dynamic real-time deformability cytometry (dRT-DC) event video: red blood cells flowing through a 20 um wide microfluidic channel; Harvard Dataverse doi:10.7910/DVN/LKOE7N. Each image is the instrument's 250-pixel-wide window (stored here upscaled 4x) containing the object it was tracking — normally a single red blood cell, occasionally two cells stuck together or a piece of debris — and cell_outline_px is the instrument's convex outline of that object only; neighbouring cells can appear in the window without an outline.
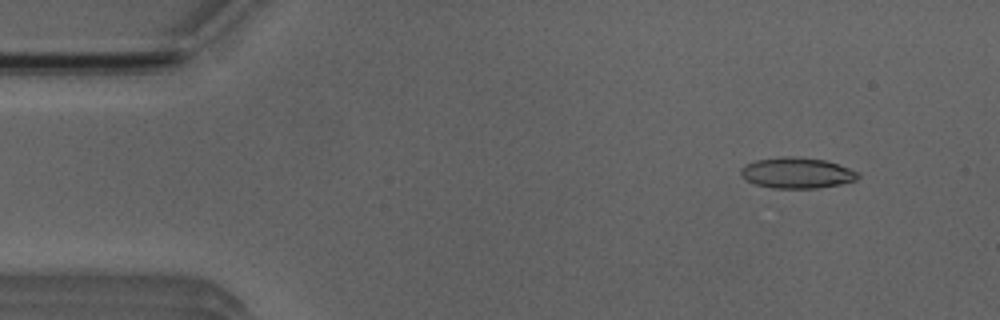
{"species": "Egyptian fruit bat (a non-hibernating species)", "species_latin": "Rousettus aegyptiacus", "temperature_condition": "room temperature", "stored_images_in_passage": 6, "camera_frame_rate_fps": 3000, "um_per_image_px": 0.085, "animal": {"sex": "male"}, "frame": {"image": 1, "passage_image": 6, "time_ms": 6.0, "image_size_px": [1000, 320], "cell_outline_px": [[860, 176], [856, 180], [840, 184], [816, 188], [772, 188], [756, 184], [740, 176], [740, 168], [756, 160], [784, 156], [792, 156], [824, 160], [860, 172]], "centroid_in_image_um": [67.74, 14.7], "position_along_channel_um": 17.3, "area_um2": 20.87}}